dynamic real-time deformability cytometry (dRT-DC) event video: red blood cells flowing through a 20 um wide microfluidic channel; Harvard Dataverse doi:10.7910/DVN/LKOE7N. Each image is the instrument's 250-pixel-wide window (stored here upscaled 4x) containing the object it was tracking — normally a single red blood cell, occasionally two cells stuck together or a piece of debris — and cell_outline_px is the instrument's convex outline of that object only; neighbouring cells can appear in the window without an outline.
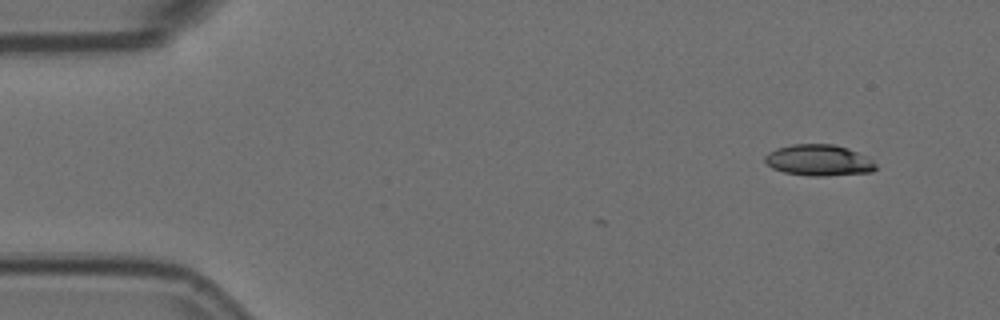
{"species": "Egyptian fruit bat (a non-hibernating species)", "species_latin": "Rousettus aegyptiacus", "temperature_condition": "room temperature", "stored_images_in_passage": 4, "camera_frame_rate_fps": 3000, "um_per_image_px": 0.085, "animal": {"sex": "female"}, "frame": {"image": 1, "passage_image": 1, "time_ms": 0.0, "image_size_px": [1000, 320], "cell_outline_px": [[876, 168], [872, 172], [824, 176], [812, 176], [784, 172], [772, 168], [764, 160], [764, 156], [768, 152], [776, 148], [792, 144], [832, 144], [848, 148], [872, 160], [876, 164]], "centroid_in_image_um": [69.57, 13.62], "position_along_channel_um": 15.4, "area_um2": 20.06}}
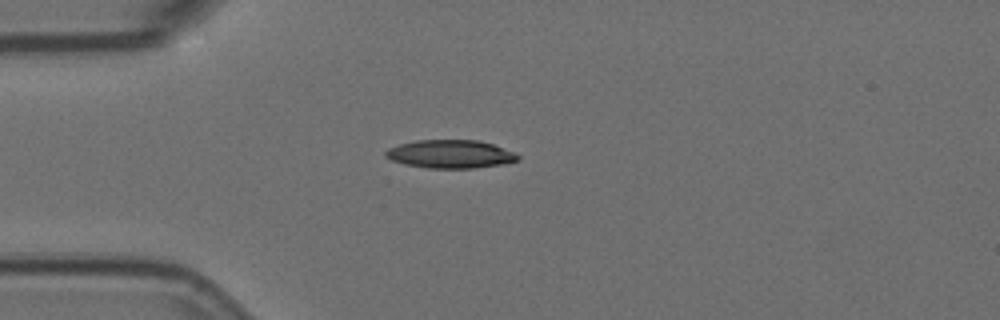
{"frame": {"image": 2, "passage_image": 4, "time_ms": 1.0, "image_size_px": [1000, 320], "cell_outline_px": [[520, 160], [500, 164], [472, 168], [428, 168], [404, 164], [392, 160], [384, 156], [384, 152], [388, 148], [400, 144], [416, 140], [480, 140], [516, 152], [520, 156]], "centroid_in_image_um": [38.28, 13.09], "position_along_channel_um": 46.7, "area_um2": 21.79}}